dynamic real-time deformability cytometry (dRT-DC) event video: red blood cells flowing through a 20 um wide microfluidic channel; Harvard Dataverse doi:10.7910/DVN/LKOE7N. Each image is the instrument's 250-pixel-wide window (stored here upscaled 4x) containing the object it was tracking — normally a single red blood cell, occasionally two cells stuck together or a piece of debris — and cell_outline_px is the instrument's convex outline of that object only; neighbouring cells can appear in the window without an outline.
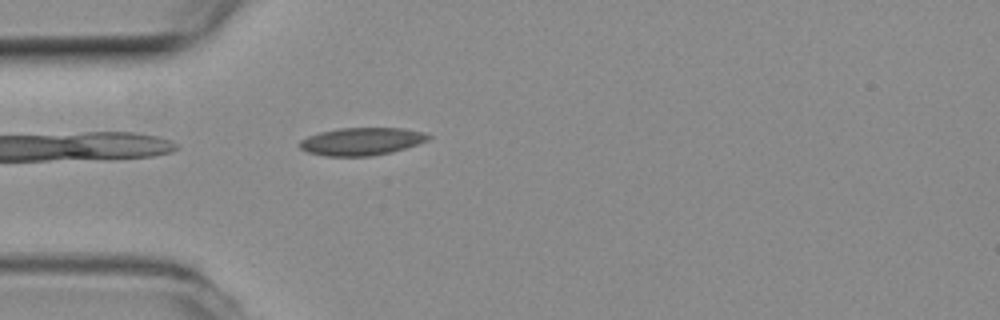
{"species": "common noctule bat (a hibernating species)", "species_latin": "Nyctalus noctula", "temperature_condition": "room temperature", "stored_images_in_passage": 10, "camera_frame_rate_fps": 3000, "um_per_image_px": 0.085, "animal": {"sex": "female", "body_mass_g": 19.3, "forearm_length_mm": 54.1}, "frame": {"image": 1, "passage_image": 1, "time_ms": 0.0, "image_size_px": [1000, 320], "cell_outline_px": [[432, 136], [428, 140], [392, 152], [372, 156], [324, 156], [308, 152], [300, 148], [296, 144], [300, 140], [308, 136], [320, 132], [340, 128], [400, 128], [424, 132]], "centroid_in_image_um": [30.7, 12.02], "position_along_channel_um": 54.3, "area_um2": 20.75}}
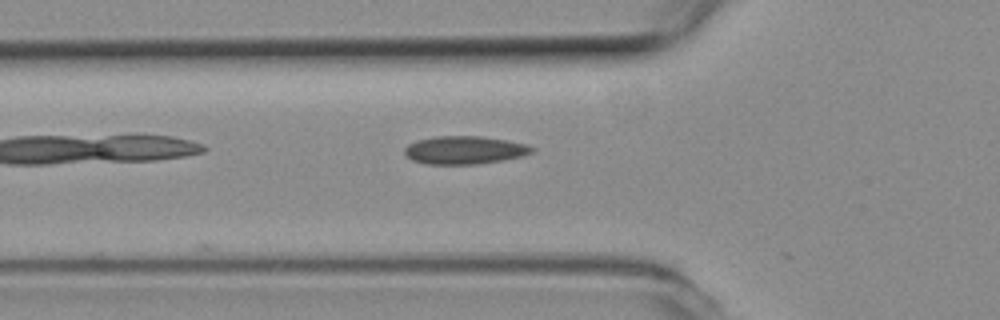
{"frame": {"image": 2, "passage_image": 4, "time_ms": 1.0, "image_size_px": [1000, 320], "cell_outline_px": [[536, 148], [532, 152], [524, 156], [476, 164], [424, 164], [412, 160], [404, 152], [404, 148], [408, 144], [416, 140], [436, 136], [480, 136], [508, 140], [528, 144]], "centroid_in_image_um": [39.5, 12.75], "position_along_channel_um": 86.3, "area_um2": 20.92}}